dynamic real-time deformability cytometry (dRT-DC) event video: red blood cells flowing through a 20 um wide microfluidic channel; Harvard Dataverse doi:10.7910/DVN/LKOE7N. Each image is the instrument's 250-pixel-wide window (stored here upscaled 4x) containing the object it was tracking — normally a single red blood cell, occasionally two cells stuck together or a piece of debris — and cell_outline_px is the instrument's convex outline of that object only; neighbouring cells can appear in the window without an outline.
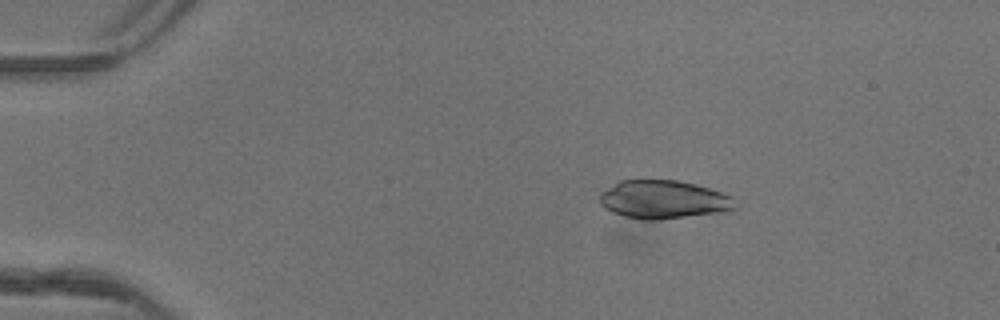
{"species": "common noctule bat (a hibernating species)", "species_latin": "Nyctalus noctula", "temperature_condition": "warm", "stored_images_in_passage": 48, "camera_frame_rate_fps": 3000, "um_per_image_px": 0.085, "animal": {"sex": "female"}, "frame": {"image": 1, "passage_image": 7, "time_ms": 2.0, "image_size_px": [1000, 320], "cell_outline_px": [[736, 208], [732, 212], [660, 220], [644, 220], [624, 216], [612, 212], [604, 208], [600, 204], [600, 192], [620, 180], [676, 180], [696, 184], [724, 192], [732, 196]], "centroid_in_image_um": [56.45, 16.98], "position_along_channel_um": 28.5, "area_um2": 30.92}}
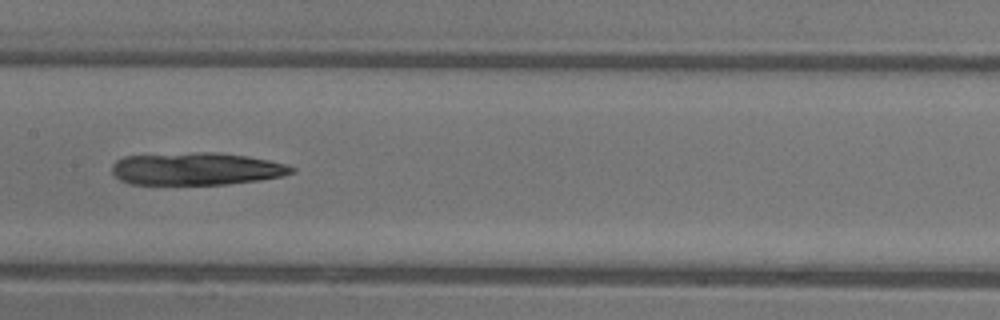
{"frame": {"image": 2, "passage_image": 24, "time_ms": 7.667, "image_size_px": [1000, 320], "cell_outline_px": [[296, 172], [280, 176], [260, 180], [228, 184], [128, 184], [120, 180], [112, 172], [112, 164], [116, 160], [124, 156], [196, 152], [220, 152], [248, 156], [268, 160], [284, 164], [296, 168]], "centroid_in_image_um": [16.68, 14.34], "position_along_channel_um": 190.7, "area_um2": 34.16}}
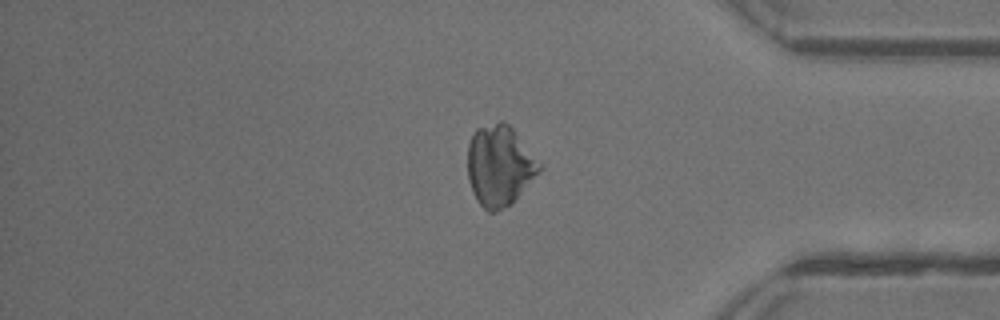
{"frame": {"image": 3, "passage_image": 40, "time_ms": 13.0, "image_size_px": [1000, 320], "cell_outline_px": [[540, 172], [504, 208], [496, 212], [488, 212], [476, 200], [472, 192], [468, 180], [468, 144], [476, 128], [500, 120], [504, 120], [512, 128], [540, 164]], "centroid_in_image_um": [42.41, 14.06], "position_along_channel_um": 392.8, "area_um2": 33.18}}